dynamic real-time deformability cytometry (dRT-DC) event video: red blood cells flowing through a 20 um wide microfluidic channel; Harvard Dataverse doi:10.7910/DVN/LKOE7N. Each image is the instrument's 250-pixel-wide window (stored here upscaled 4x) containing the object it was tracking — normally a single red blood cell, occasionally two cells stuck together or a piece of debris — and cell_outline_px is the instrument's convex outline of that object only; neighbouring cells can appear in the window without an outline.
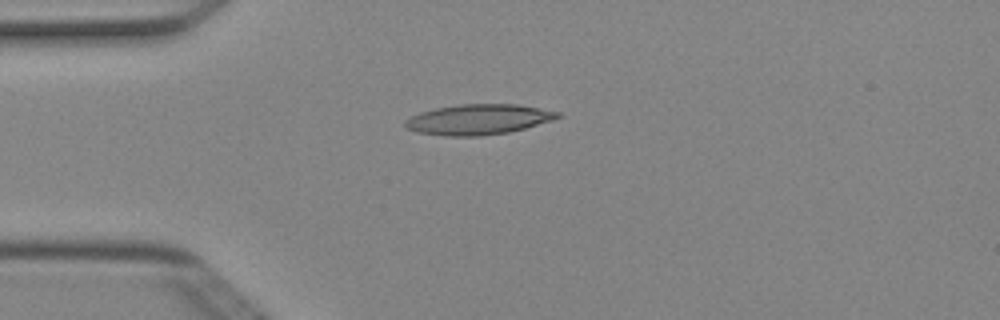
{"species": "Egyptian fruit bat (a non-hibernating species)", "species_latin": "Rousettus aegyptiacus", "temperature_condition": "cold", "stored_images_in_passage": 5, "camera_frame_rate_fps": 3000, "um_per_image_px": 0.085, "animal": {"sex": "female"}, "frame": {"image": 1, "passage_image": 4, "time_ms": 1.0, "image_size_px": [1000, 320], "cell_outline_px": [[560, 116], [552, 120], [524, 128], [508, 132], [480, 136], [444, 136], [416, 132], [408, 128], [404, 124], [404, 120], [420, 112], [436, 108], [460, 104], [516, 104], [560, 112]], "centroid_in_image_um": [40.62, 10.15], "position_along_channel_um": 44.4, "area_um2": 26.76}}